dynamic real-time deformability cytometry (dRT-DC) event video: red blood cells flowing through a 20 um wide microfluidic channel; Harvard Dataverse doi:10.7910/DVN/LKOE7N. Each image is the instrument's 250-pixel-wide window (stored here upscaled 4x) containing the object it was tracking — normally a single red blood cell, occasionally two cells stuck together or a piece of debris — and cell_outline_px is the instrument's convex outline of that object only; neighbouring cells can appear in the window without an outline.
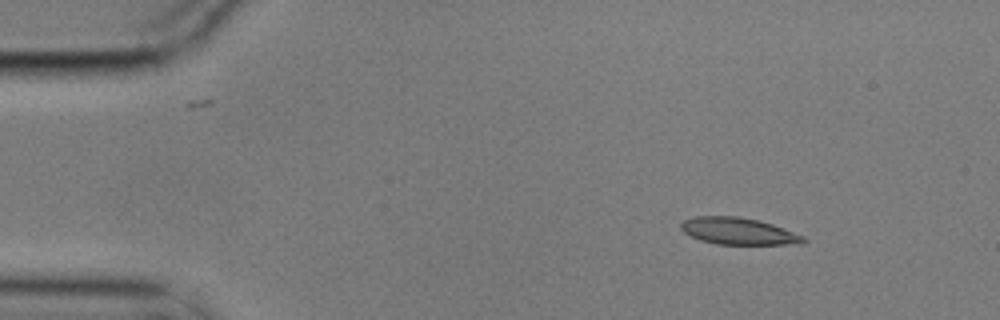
{"species": "common noctule bat (a hibernating species)", "species_latin": "Nyctalus noctula", "temperature_condition": "cold", "stored_images_in_passage": 7, "camera_frame_rate_fps": 3000, "um_per_image_px": 0.085, "animal": {"sex": "male", "body_mass_g": 17.9}, "frame": {"image": 1, "passage_image": 2, "time_ms": 0.333, "image_size_px": [1000, 320], "cell_outline_px": [[808, 240], [800, 244], [716, 244], [700, 240], [684, 232], [680, 228], [680, 224], [684, 220], [696, 216], [736, 216], [760, 220], [772, 224], [804, 236]], "centroid_in_image_um": [62.76, 19.64], "position_along_channel_um": 22.2, "area_um2": 19.13}}
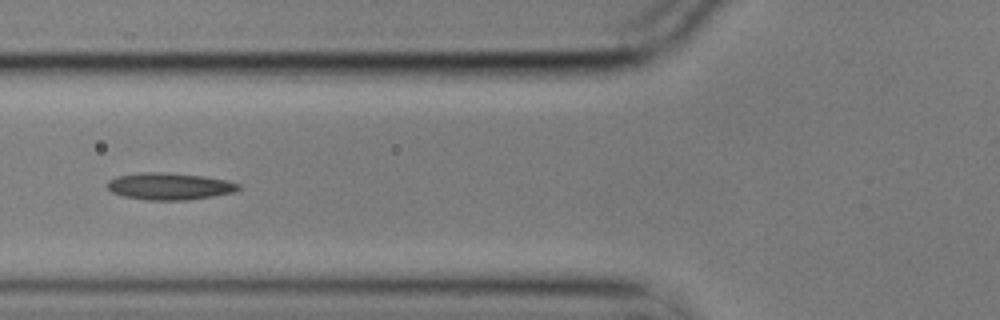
{"frame": {"image": 2, "passage_image": 6, "time_ms": 1.667, "image_size_px": [1000, 320], "cell_outline_px": [[240, 188], [236, 192], [212, 196], [184, 200], [148, 200], [124, 196], [112, 192], [108, 188], [108, 180], [116, 176], [140, 172], [164, 172], [204, 176], [228, 180], [240, 184]], "centroid_in_image_um": [14.42, 15.82], "position_along_channel_um": 111.4, "area_um2": 20.63}}
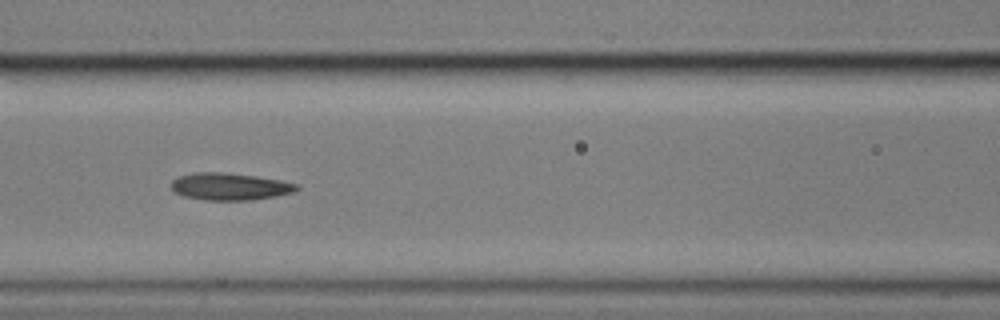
{"frame": {"image": 3, "passage_image": 7, "time_ms": 2.0, "image_size_px": [1000, 320], "cell_outline_px": [[300, 188], [292, 192], [276, 196], [252, 200], [204, 200], [184, 196], [176, 192], [172, 188], [172, 180], [180, 176], [196, 172], [220, 172], [256, 176], [280, 180], [296, 184]], "centroid_in_image_um": [19.54, 15.86], "position_along_channel_um": 147.1, "area_um2": 19.65}}